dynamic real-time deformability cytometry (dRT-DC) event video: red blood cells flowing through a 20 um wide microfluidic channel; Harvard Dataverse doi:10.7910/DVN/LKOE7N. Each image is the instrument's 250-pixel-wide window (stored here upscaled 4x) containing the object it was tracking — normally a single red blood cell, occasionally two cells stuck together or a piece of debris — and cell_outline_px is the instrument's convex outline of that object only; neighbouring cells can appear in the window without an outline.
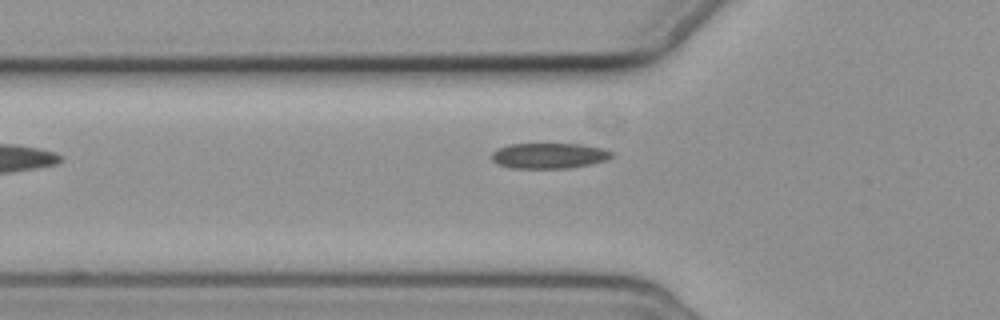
{"species": "common noctule bat (a hibernating species)", "species_latin": "Nyctalus noctula", "temperature_condition": "cold", "stored_images_in_passage": 3, "camera_frame_rate_fps": 3000, "um_per_image_px": 0.085, "animal": {"sex": "female", "body_mass_g": 19.3, "forearm_length_mm": 54.1}, "frame": {"image": 1, "passage_image": 2, "time_ms": 1.333, "image_size_px": [1000, 320], "cell_outline_px": [[612, 156], [608, 160], [592, 164], [568, 168], [508, 168], [496, 164], [492, 160], [492, 152], [496, 148], [508, 144], [580, 144], [604, 148], [612, 152]], "centroid_in_image_um": [46.65, 13.24], "position_along_channel_um": 79.2, "area_um2": 18.09}}
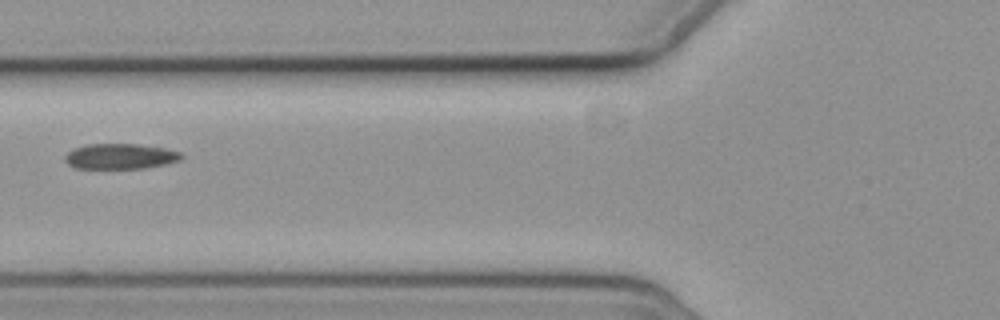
{"frame": {"image": 2, "passage_image": 3, "time_ms": 2.333, "image_size_px": [1000, 320], "cell_outline_px": [[184, 156], [180, 160], [164, 164], [144, 168], [76, 168], [68, 164], [64, 160], [64, 156], [72, 148], [88, 144], [140, 144], [164, 148], [180, 152]], "centroid_in_image_um": [10.2, 13.28], "position_along_channel_um": 115.6, "area_um2": 17.22}}